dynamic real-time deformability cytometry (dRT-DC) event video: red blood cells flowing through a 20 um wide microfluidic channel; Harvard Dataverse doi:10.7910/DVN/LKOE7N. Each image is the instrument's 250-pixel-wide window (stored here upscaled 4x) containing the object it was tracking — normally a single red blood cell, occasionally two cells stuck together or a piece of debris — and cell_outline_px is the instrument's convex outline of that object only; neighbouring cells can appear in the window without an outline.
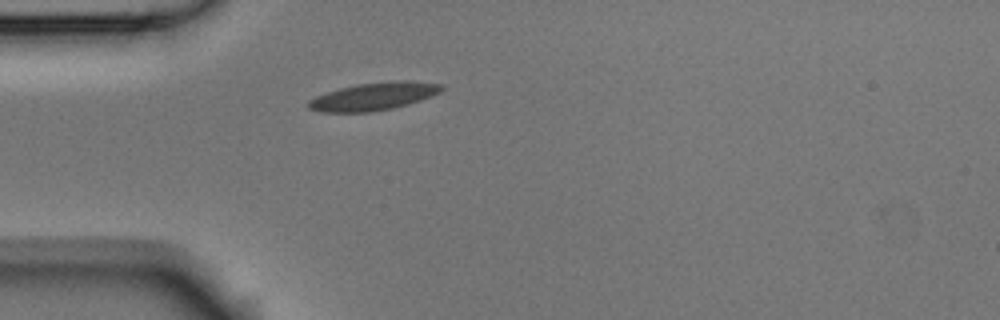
{"species": "Egyptian fruit bat (a non-hibernating species)", "species_latin": "Rousettus aegyptiacus", "temperature_condition": "room temperature", "stored_images_in_passage": 1, "camera_frame_rate_fps": 3000, "um_per_image_px": 0.085, "animal": {"sex": "male"}, "frame": {"image": 1, "passage_image": 1, "time_ms": 0.0, "image_size_px": [1000, 320], "cell_outline_px": [[444, 88], [440, 92], [432, 96], [408, 104], [392, 108], [372, 112], [320, 112], [308, 108], [304, 104], [308, 100], [316, 96], [340, 88], [356, 84], [388, 80], [408, 80], [444, 84]], "centroid_in_image_um": [31.76, 8.18], "position_along_channel_um": 53.2, "area_um2": 21.85}}